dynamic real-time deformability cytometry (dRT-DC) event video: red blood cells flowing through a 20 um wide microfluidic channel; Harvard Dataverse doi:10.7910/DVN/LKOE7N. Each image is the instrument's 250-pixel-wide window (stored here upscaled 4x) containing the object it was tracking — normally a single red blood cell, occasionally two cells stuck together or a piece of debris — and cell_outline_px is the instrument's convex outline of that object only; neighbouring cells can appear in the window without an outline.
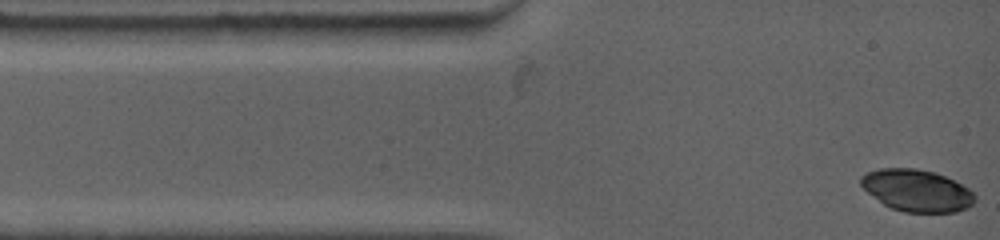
{"species": "common noctule bat (a hibernating species)", "species_latin": "Nyctalus noctula", "temperature_condition": "warm", "stored_images_in_passage": 18, "camera_frame_rate_fps": 4500, "um_per_image_px": 0.085, "animal": {"sex": "female", "body_mass_g": 19.0, "forearm_length_mm": 53.3}, "frame": {"image": 1, "passage_image": 1, "time_ms": 0.0, "image_size_px": [1000, 240], "cell_outline_px": [[976, 200], [968, 208], [956, 212], [904, 212], [892, 208], [884, 204], [868, 192], [860, 184], [860, 176], [868, 172], [880, 168], [916, 168], [936, 172], [968, 188], [976, 196]], "centroid_in_image_um": [77.94, 16.19], "position_along_channel_um": 7.1, "area_um2": 27.74}}
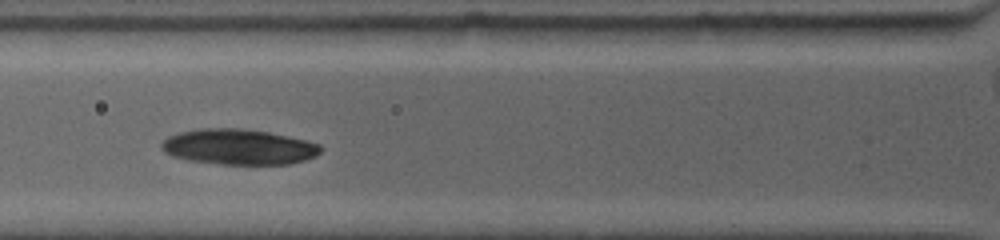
{"frame": {"image": 2, "passage_image": 16, "time_ms": 3.778, "image_size_px": [1000, 240], "cell_outline_px": [[320, 152], [316, 156], [304, 160], [288, 164], [220, 164], [188, 160], [172, 156], [164, 152], [160, 148], [160, 144], [168, 136], [180, 132], [196, 128], [244, 128], [268, 132], [304, 140], [320, 144]], "centroid_in_image_um": [20.24, 12.48], "position_along_channel_um": 105.6, "area_um2": 32.95}}
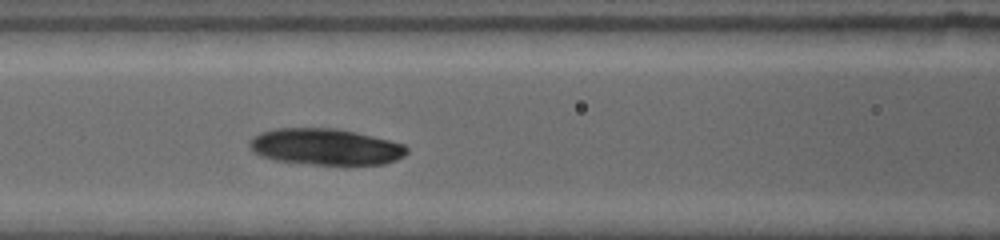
{"frame": {"image": 3, "passage_image": 18, "time_ms": 4.667, "image_size_px": [1000, 240], "cell_outline_px": [[408, 152], [404, 156], [396, 160], [384, 164], [312, 164], [276, 160], [260, 156], [248, 144], [260, 132], [272, 128], [340, 128], [404, 144], [408, 148]], "centroid_in_image_um": [27.7, 12.47], "position_along_channel_um": 138.9, "area_um2": 33.12}}